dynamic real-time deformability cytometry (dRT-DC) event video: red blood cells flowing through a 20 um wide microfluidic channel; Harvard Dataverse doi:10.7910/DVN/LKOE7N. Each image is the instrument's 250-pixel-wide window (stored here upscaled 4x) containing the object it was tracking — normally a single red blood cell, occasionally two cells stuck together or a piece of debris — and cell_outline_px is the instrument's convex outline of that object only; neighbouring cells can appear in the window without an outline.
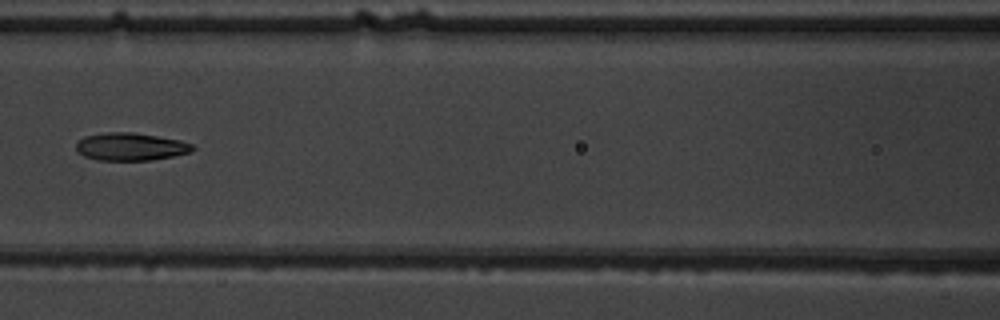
{"species": "common noctule bat (a hibernating species)", "species_latin": "Nyctalus noctula", "temperature_condition": "warm", "stored_images_in_passage": 7, "camera_frame_rate_fps": 3000, "um_per_image_px": 0.085, "animal": {"sex": "male", "body_mass_g": 19.5, "forearm_length_mm": 54.6}, "frame": {"image": 1, "passage_image": 6, "time_ms": 6.0, "image_size_px": [1000, 320], "cell_outline_px": [[196, 148], [192, 152], [152, 160], [96, 160], [84, 156], [76, 148], [76, 140], [84, 136], [104, 132], [132, 132], [180, 140], [192, 144]], "centroid_in_image_um": [11.09, 12.46], "position_along_channel_um": 155.5, "area_um2": 18.9}}
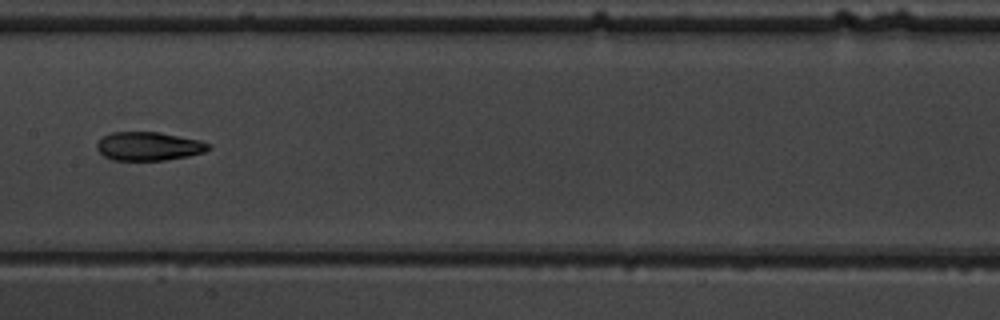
{"frame": {"image": 2, "passage_image": 7, "time_ms": 7.0, "image_size_px": [1000, 320], "cell_outline_px": [[212, 148], [204, 152], [188, 156], [164, 160], [112, 160], [104, 156], [96, 148], [96, 144], [104, 136], [112, 132], [160, 132], [200, 140], [212, 144]], "centroid_in_image_um": [12.67, 12.43], "position_along_channel_um": 194.7, "area_um2": 18.67}}